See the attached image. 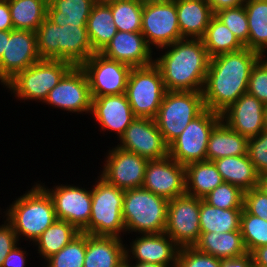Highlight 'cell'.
<instances>
[{
	"label": "cell",
	"mask_w": 267,
	"mask_h": 267,
	"mask_svg": "<svg viewBox=\"0 0 267 267\" xmlns=\"http://www.w3.org/2000/svg\"><path fill=\"white\" fill-rule=\"evenodd\" d=\"M252 264L251 253L237 258L221 259L220 267H250Z\"/></svg>",
	"instance_id": "obj_49"
},
{
	"label": "cell",
	"mask_w": 267,
	"mask_h": 267,
	"mask_svg": "<svg viewBox=\"0 0 267 267\" xmlns=\"http://www.w3.org/2000/svg\"><path fill=\"white\" fill-rule=\"evenodd\" d=\"M43 104L67 113L90 115L92 97L85 71L80 66H73L49 92Z\"/></svg>",
	"instance_id": "obj_14"
},
{
	"label": "cell",
	"mask_w": 267,
	"mask_h": 267,
	"mask_svg": "<svg viewBox=\"0 0 267 267\" xmlns=\"http://www.w3.org/2000/svg\"><path fill=\"white\" fill-rule=\"evenodd\" d=\"M132 267H166L162 264L146 263V262H128Z\"/></svg>",
	"instance_id": "obj_53"
},
{
	"label": "cell",
	"mask_w": 267,
	"mask_h": 267,
	"mask_svg": "<svg viewBox=\"0 0 267 267\" xmlns=\"http://www.w3.org/2000/svg\"><path fill=\"white\" fill-rule=\"evenodd\" d=\"M114 1H120V0H96V2L102 3V4H108Z\"/></svg>",
	"instance_id": "obj_57"
},
{
	"label": "cell",
	"mask_w": 267,
	"mask_h": 267,
	"mask_svg": "<svg viewBox=\"0 0 267 267\" xmlns=\"http://www.w3.org/2000/svg\"><path fill=\"white\" fill-rule=\"evenodd\" d=\"M14 29L36 32L47 18V0H8Z\"/></svg>",
	"instance_id": "obj_35"
},
{
	"label": "cell",
	"mask_w": 267,
	"mask_h": 267,
	"mask_svg": "<svg viewBox=\"0 0 267 267\" xmlns=\"http://www.w3.org/2000/svg\"><path fill=\"white\" fill-rule=\"evenodd\" d=\"M243 208L249 214L267 221V195L257 187L244 192Z\"/></svg>",
	"instance_id": "obj_45"
},
{
	"label": "cell",
	"mask_w": 267,
	"mask_h": 267,
	"mask_svg": "<svg viewBox=\"0 0 267 267\" xmlns=\"http://www.w3.org/2000/svg\"><path fill=\"white\" fill-rule=\"evenodd\" d=\"M248 138L232 130L221 120L212 130L207 147L206 160L248 154Z\"/></svg>",
	"instance_id": "obj_26"
},
{
	"label": "cell",
	"mask_w": 267,
	"mask_h": 267,
	"mask_svg": "<svg viewBox=\"0 0 267 267\" xmlns=\"http://www.w3.org/2000/svg\"><path fill=\"white\" fill-rule=\"evenodd\" d=\"M257 188L267 195V174L259 176Z\"/></svg>",
	"instance_id": "obj_52"
},
{
	"label": "cell",
	"mask_w": 267,
	"mask_h": 267,
	"mask_svg": "<svg viewBox=\"0 0 267 267\" xmlns=\"http://www.w3.org/2000/svg\"><path fill=\"white\" fill-rule=\"evenodd\" d=\"M220 261L195 247H183L179 249L176 267H220Z\"/></svg>",
	"instance_id": "obj_43"
},
{
	"label": "cell",
	"mask_w": 267,
	"mask_h": 267,
	"mask_svg": "<svg viewBox=\"0 0 267 267\" xmlns=\"http://www.w3.org/2000/svg\"><path fill=\"white\" fill-rule=\"evenodd\" d=\"M141 33L153 50L182 39L175 0L144 2Z\"/></svg>",
	"instance_id": "obj_11"
},
{
	"label": "cell",
	"mask_w": 267,
	"mask_h": 267,
	"mask_svg": "<svg viewBox=\"0 0 267 267\" xmlns=\"http://www.w3.org/2000/svg\"><path fill=\"white\" fill-rule=\"evenodd\" d=\"M265 105L255 96L242 94L221 113V119L234 131L250 139L264 130Z\"/></svg>",
	"instance_id": "obj_22"
},
{
	"label": "cell",
	"mask_w": 267,
	"mask_h": 267,
	"mask_svg": "<svg viewBox=\"0 0 267 267\" xmlns=\"http://www.w3.org/2000/svg\"><path fill=\"white\" fill-rule=\"evenodd\" d=\"M104 57L131 67H144L154 63L155 52L141 32L117 31L100 52Z\"/></svg>",
	"instance_id": "obj_23"
},
{
	"label": "cell",
	"mask_w": 267,
	"mask_h": 267,
	"mask_svg": "<svg viewBox=\"0 0 267 267\" xmlns=\"http://www.w3.org/2000/svg\"><path fill=\"white\" fill-rule=\"evenodd\" d=\"M247 93L267 105V56H262L252 67Z\"/></svg>",
	"instance_id": "obj_42"
},
{
	"label": "cell",
	"mask_w": 267,
	"mask_h": 267,
	"mask_svg": "<svg viewBox=\"0 0 267 267\" xmlns=\"http://www.w3.org/2000/svg\"><path fill=\"white\" fill-rule=\"evenodd\" d=\"M111 8L96 2L91 9L86 28L95 53H100L117 33Z\"/></svg>",
	"instance_id": "obj_31"
},
{
	"label": "cell",
	"mask_w": 267,
	"mask_h": 267,
	"mask_svg": "<svg viewBox=\"0 0 267 267\" xmlns=\"http://www.w3.org/2000/svg\"><path fill=\"white\" fill-rule=\"evenodd\" d=\"M186 194L203 198L223 183L221 174L213 161H199L187 164Z\"/></svg>",
	"instance_id": "obj_29"
},
{
	"label": "cell",
	"mask_w": 267,
	"mask_h": 267,
	"mask_svg": "<svg viewBox=\"0 0 267 267\" xmlns=\"http://www.w3.org/2000/svg\"><path fill=\"white\" fill-rule=\"evenodd\" d=\"M211 7L213 14L216 12L244 5L245 0H205Z\"/></svg>",
	"instance_id": "obj_50"
},
{
	"label": "cell",
	"mask_w": 267,
	"mask_h": 267,
	"mask_svg": "<svg viewBox=\"0 0 267 267\" xmlns=\"http://www.w3.org/2000/svg\"><path fill=\"white\" fill-rule=\"evenodd\" d=\"M242 209H222L206 203L200 198V231L232 232L240 231Z\"/></svg>",
	"instance_id": "obj_33"
},
{
	"label": "cell",
	"mask_w": 267,
	"mask_h": 267,
	"mask_svg": "<svg viewBox=\"0 0 267 267\" xmlns=\"http://www.w3.org/2000/svg\"><path fill=\"white\" fill-rule=\"evenodd\" d=\"M86 253V233L80 232L65 247L48 258V267H83Z\"/></svg>",
	"instance_id": "obj_38"
},
{
	"label": "cell",
	"mask_w": 267,
	"mask_h": 267,
	"mask_svg": "<svg viewBox=\"0 0 267 267\" xmlns=\"http://www.w3.org/2000/svg\"><path fill=\"white\" fill-rule=\"evenodd\" d=\"M248 48L249 26L244 5L220 10L214 14Z\"/></svg>",
	"instance_id": "obj_41"
},
{
	"label": "cell",
	"mask_w": 267,
	"mask_h": 267,
	"mask_svg": "<svg viewBox=\"0 0 267 267\" xmlns=\"http://www.w3.org/2000/svg\"><path fill=\"white\" fill-rule=\"evenodd\" d=\"M154 57L166 91L202 92L210 62L202 39L182 38L157 49Z\"/></svg>",
	"instance_id": "obj_2"
},
{
	"label": "cell",
	"mask_w": 267,
	"mask_h": 267,
	"mask_svg": "<svg viewBox=\"0 0 267 267\" xmlns=\"http://www.w3.org/2000/svg\"><path fill=\"white\" fill-rule=\"evenodd\" d=\"M118 267H132L125 259L120 263Z\"/></svg>",
	"instance_id": "obj_56"
},
{
	"label": "cell",
	"mask_w": 267,
	"mask_h": 267,
	"mask_svg": "<svg viewBox=\"0 0 267 267\" xmlns=\"http://www.w3.org/2000/svg\"><path fill=\"white\" fill-rule=\"evenodd\" d=\"M13 29L8 0H0V31H11Z\"/></svg>",
	"instance_id": "obj_48"
},
{
	"label": "cell",
	"mask_w": 267,
	"mask_h": 267,
	"mask_svg": "<svg viewBox=\"0 0 267 267\" xmlns=\"http://www.w3.org/2000/svg\"><path fill=\"white\" fill-rule=\"evenodd\" d=\"M35 34L41 59L65 60L81 66L95 53L86 27L71 24L61 27L46 18Z\"/></svg>",
	"instance_id": "obj_4"
},
{
	"label": "cell",
	"mask_w": 267,
	"mask_h": 267,
	"mask_svg": "<svg viewBox=\"0 0 267 267\" xmlns=\"http://www.w3.org/2000/svg\"><path fill=\"white\" fill-rule=\"evenodd\" d=\"M21 244H17L5 257L2 267H26L28 266V255L31 254L27 249H23ZM20 246V247H19Z\"/></svg>",
	"instance_id": "obj_47"
},
{
	"label": "cell",
	"mask_w": 267,
	"mask_h": 267,
	"mask_svg": "<svg viewBox=\"0 0 267 267\" xmlns=\"http://www.w3.org/2000/svg\"><path fill=\"white\" fill-rule=\"evenodd\" d=\"M91 217L89 224L81 231L93 236L126 235L123 222L124 190L109 184L97 175L91 187Z\"/></svg>",
	"instance_id": "obj_6"
},
{
	"label": "cell",
	"mask_w": 267,
	"mask_h": 267,
	"mask_svg": "<svg viewBox=\"0 0 267 267\" xmlns=\"http://www.w3.org/2000/svg\"><path fill=\"white\" fill-rule=\"evenodd\" d=\"M118 142L116 146L148 160H159L169 156V145L153 118L136 117Z\"/></svg>",
	"instance_id": "obj_18"
},
{
	"label": "cell",
	"mask_w": 267,
	"mask_h": 267,
	"mask_svg": "<svg viewBox=\"0 0 267 267\" xmlns=\"http://www.w3.org/2000/svg\"><path fill=\"white\" fill-rule=\"evenodd\" d=\"M123 238L86 234V253L83 267H118L125 259Z\"/></svg>",
	"instance_id": "obj_24"
},
{
	"label": "cell",
	"mask_w": 267,
	"mask_h": 267,
	"mask_svg": "<svg viewBox=\"0 0 267 267\" xmlns=\"http://www.w3.org/2000/svg\"><path fill=\"white\" fill-rule=\"evenodd\" d=\"M51 196L58 220L74 225L80 232L89 224L91 217V188L79 184H55L48 187L46 182L37 181Z\"/></svg>",
	"instance_id": "obj_13"
},
{
	"label": "cell",
	"mask_w": 267,
	"mask_h": 267,
	"mask_svg": "<svg viewBox=\"0 0 267 267\" xmlns=\"http://www.w3.org/2000/svg\"><path fill=\"white\" fill-rule=\"evenodd\" d=\"M168 202L143 187L124 190L122 214L126 235L163 233Z\"/></svg>",
	"instance_id": "obj_5"
},
{
	"label": "cell",
	"mask_w": 267,
	"mask_h": 267,
	"mask_svg": "<svg viewBox=\"0 0 267 267\" xmlns=\"http://www.w3.org/2000/svg\"><path fill=\"white\" fill-rule=\"evenodd\" d=\"M202 199L222 209H243L244 192L233 184L223 182Z\"/></svg>",
	"instance_id": "obj_40"
},
{
	"label": "cell",
	"mask_w": 267,
	"mask_h": 267,
	"mask_svg": "<svg viewBox=\"0 0 267 267\" xmlns=\"http://www.w3.org/2000/svg\"><path fill=\"white\" fill-rule=\"evenodd\" d=\"M165 92L160 70L155 63L144 67H132L125 94L136 117L154 119Z\"/></svg>",
	"instance_id": "obj_9"
},
{
	"label": "cell",
	"mask_w": 267,
	"mask_h": 267,
	"mask_svg": "<svg viewBox=\"0 0 267 267\" xmlns=\"http://www.w3.org/2000/svg\"><path fill=\"white\" fill-rule=\"evenodd\" d=\"M144 2L139 0H120L108 3L117 31L141 32Z\"/></svg>",
	"instance_id": "obj_37"
},
{
	"label": "cell",
	"mask_w": 267,
	"mask_h": 267,
	"mask_svg": "<svg viewBox=\"0 0 267 267\" xmlns=\"http://www.w3.org/2000/svg\"><path fill=\"white\" fill-rule=\"evenodd\" d=\"M125 244L127 262H146L176 267L180 247L165 233L137 234Z\"/></svg>",
	"instance_id": "obj_20"
},
{
	"label": "cell",
	"mask_w": 267,
	"mask_h": 267,
	"mask_svg": "<svg viewBox=\"0 0 267 267\" xmlns=\"http://www.w3.org/2000/svg\"><path fill=\"white\" fill-rule=\"evenodd\" d=\"M250 267H263V266H260V265L254 264V263L252 262V264H251V266H250Z\"/></svg>",
	"instance_id": "obj_58"
},
{
	"label": "cell",
	"mask_w": 267,
	"mask_h": 267,
	"mask_svg": "<svg viewBox=\"0 0 267 267\" xmlns=\"http://www.w3.org/2000/svg\"><path fill=\"white\" fill-rule=\"evenodd\" d=\"M139 1H142V2H147V1H153V0H139Z\"/></svg>",
	"instance_id": "obj_59"
},
{
	"label": "cell",
	"mask_w": 267,
	"mask_h": 267,
	"mask_svg": "<svg viewBox=\"0 0 267 267\" xmlns=\"http://www.w3.org/2000/svg\"><path fill=\"white\" fill-rule=\"evenodd\" d=\"M240 231L247 253L267 245V221L249 214L244 208L241 212Z\"/></svg>",
	"instance_id": "obj_39"
},
{
	"label": "cell",
	"mask_w": 267,
	"mask_h": 267,
	"mask_svg": "<svg viewBox=\"0 0 267 267\" xmlns=\"http://www.w3.org/2000/svg\"><path fill=\"white\" fill-rule=\"evenodd\" d=\"M142 187L168 200L186 194V170L170 156L149 160Z\"/></svg>",
	"instance_id": "obj_19"
},
{
	"label": "cell",
	"mask_w": 267,
	"mask_h": 267,
	"mask_svg": "<svg viewBox=\"0 0 267 267\" xmlns=\"http://www.w3.org/2000/svg\"><path fill=\"white\" fill-rule=\"evenodd\" d=\"M86 73L91 97L124 94L131 66L94 53L80 66Z\"/></svg>",
	"instance_id": "obj_15"
},
{
	"label": "cell",
	"mask_w": 267,
	"mask_h": 267,
	"mask_svg": "<svg viewBox=\"0 0 267 267\" xmlns=\"http://www.w3.org/2000/svg\"><path fill=\"white\" fill-rule=\"evenodd\" d=\"M33 184L9 202V207L0 208L4 210L0 214L12 225L18 240L29 241L30 246L57 220L51 196L38 182Z\"/></svg>",
	"instance_id": "obj_3"
},
{
	"label": "cell",
	"mask_w": 267,
	"mask_h": 267,
	"mask_svg": "<svg viewBox=\"0 0 267 267\" xmlns=\"http://www.w3.org/2000/svg\"><path fill=\"white\" fill-rule=\"evenodd\" d=\"M95 3L96 0H50L47 18L61 27L68 24L86 27Z\"/></svg>",
	"instance_id": "obj_30"
},
{
	"label": "cell",
	"mask_w": 267,
	"mask_h": 267,
	"mask_svg": "<svg viewBox=\"0 0 267 267\" xmlns=\"http://www.w3.org/2000/svg\"><path fill=\"white\" fill-rule=\"evenodd\" d=\"M201 39L210 58L244 48L232 31L215 15L210 19L206 32Z\"/></svg>",
	"instance_id": "obj_36"
},
{
	"label": "cell",
	"mask_w": 267,
	"mask_h": 267,
	"mask_svg": "<svg viewBox=\"0 0 267 267\" xmlns=\"http://www.w3.org/2000/svg\"><path fill=\"white\" fill-rule=\"evenodd\" d=\"M248 155L258 175L267 174V131L248 140Z\"/></svg>",
	"instance_id": "obj_44"
},
{
	"label": "cell",
	"mask_w": 267,
	"mask_h": 267,
	"mask_svg": "<svg viewBox=\"0 0 267 267\" xmlns=\"http://www.w3.org/2000/svg\"><path fill=\"white\" fill-rule=\"evenodd\" d=\"M80 231L72 224L64 220H56L33 243L38 251L40 260H47L52 255L65 247ZM43 258V259H42Z\"/></svg>",
	"instance_id": "obj_34"
},
{
	"label": "cell",
	"mask_w": 267,
	"mask_h": 267,
	"mask_svg": "<svg viewBox=\"0 0 267 267\" xmlns=\"http://www.w3.org/2000/svg\"><path fill=\"white\" fill-rule=\"evenodd\" d=\"M178 26L183 38L201 39L214 15L205 0H175Z\"/></svg>",
	"instance_id": "obj_25"
},
{
	"label": "cell",
	"mask_w": 267,
	"mask_h": 267,
	"mask_svg": "<svg viewBox=\"0 0 267 267\" xmlns=\"http://www.w3.org/2000/svg\"><path fill=\"white\" fill-rule=\"evenodd\" d=\"M261 57L244 47L210 58L202 90L205 108L221 114L247 93L252 67Z\"/></svg>",
	"instance_id": "obj_1"
},
{
	"label": "cell",
	"mask_w": 267,
	"mask_h": 267,
	"mask_svg": "<svg viewBox=\"0 0 267 267\" xmlns=\"http://www.w3.org/2000/svg\"><path fill=\"white\" fill-rule=\"evenodd\" d=\"M6 47V31H0V60Z\"/></svg>",
	"instance_id": "obj_54"
},
{
	"label": "cell",
	"mask_w": 267,
	"mask_h": 267,
	"mask_svg": "<svg viewBox=\"0 0 267 267\" xmlns=\"http://www.w3.org/2000/svg\"><path fill=\"white\" fill-rule=\"evenodd\" d=\"M72 67L65 60L41 59L19 72L3 88L23 103L35 101L43 104L49 92Z\"/></svg>",
	"instance_id": "obj_7"
},
{
	"label": "cell",
	"mask_w": 267,
	"mask_h": 267,
	"mask_svg": "<svg viewBox=\"0 0 267 267\" xmlns=\"http://www.w3.org/2000/svg\"><path fill=\"white\" fill-rule=\"evenodd\" d=\"M41 60L34 31H6V47L0 60V85L4 87L19 72Z\"/></svg>",
	"instance_id": "obj_17"
},
{
	"label": "cell",
	"mask_w": 267,
	"mask_h": 267,
	"mask_svg": "<svg viewBox=\"0 0 267 267\" xmlns=\"http://www.w3.org/2000/svg\"><path fill=\"white\" fill-rule=\"evenodd\" d=\"M200 198L187 194L170 199L165 233L180 247H193L199 240Z\"/></svg>",
	"instance_id": "obj_12"
},
{
	"label": "cell",
	"mask_w": 267,
	"mask_h": 267,
	"mask_svg": "<svg viewBox=\"0 0 267 267\" xmlns=\"http://www.w3.org/2000/svg\"><path fill=\"white\" fill-rule=\"evenodd\" d=\"M205 109L202 92L166 91L154 120L169 145Z\"/></svg>",
	"instance_id": "obj_8"
},
{
	"label": "cell",
	"mask_w": 267,
	"mask_h": 267,
	"mask_svg": "<svg viewBox=\"0 0 267 267\" xmlns=\"http://www.w3.org/2000/svg\"><path fill=\"white\" fill-rule=\"evenodd\" d=\"M221 120L220 113L205 109L169 144V156L184 166L206 161L210 134Z\"/></svg>",
	"instance_id": "obj_10"
},
{
	"label": "cell",
	"mask_w": 267,
	"mask_h": 267,
	"mask_svg": "<svg viewBox=\"0 0 267 267\" xmlns=\"http://www.w3.org/2000/svg\"><path fill=\"white\" fill-rule=\"evenodd\" d=\"M213 162L223 182L233 184L243 192L257 187L259 175L248 154L224 157Z\"/></svg>",
	"instance_id": "obj_28"
},
{
	"label": "cell",
	"mask_w": 267,
	"mask_h": 267,
	"mask_svg": "<svg viewBox=\"0 0 267 267\" xmlns=\"http://www.w3.org/2000/svg\"><path fill=\"white\" fill-rule=\"evenodd\" d=\"M3 221V224L0 223V267L3 266L8 253L19 244V240L12 225L4 217Z\"/></svg>",
	"instance_id": "obj_46"
},
{
	"label": "cell",
	"mask_w": 267,
	"mask_h": 267,
	"mask_svg": "<svg viewBox=\"0 0 267 267\" xmlns=\"http://www.w3.org/2000/svg\"><path fill=\"white\" fill-rule=\"evenodd\" d=\"M248 18V48L267 56V0H245Z\"/></svg>",
	"instance_id": "obj_32"
},
{
	"label": "cell",
	"mask_w": 267,
	"mask_h": 267,
	"mask_svg": "<svg viewBox=\"0 0 267 267\" xmlns=\"http://www.w3.org/2000/svg\"><path fill=\"white\" fill-rule=\"evenodd\" d=\"M90 117L95 120V125H99L98 131L103 134L115 132L117 141L136 118L125 93L92 97Z\"/></svg>",
	"instance_id": "obj_21"
},
{
	"label": "cell",
	"mask_w": 267,
	"mask_h": 267,
	"mask_svg": "<svg viewBox=\"0 0 267 267\" xmlns=\"http://www.w3.org/2000/svg\"><path fill=\"white\" fill-rule=\"evenodd\" d=\"M193 247L219 259L237 258L247 253L241 231L201 232L198 242Z\"/></svg>",
	"instance_id": "obj_27"
},
{
	"label": "cell",
	"mask_w": 267,
	"mask_h": 267,
	"mask_svg": "<svg viewBox=\"0 0 267 267\" xmlns=\"http://www.w3.org/2000/svg\"><path fill=\"white\" fill-rule=\"evenodd\" d=\"M264 130L267 131V105L265 106Z\"/></svg>",
	"instance_id": "obj_55"
},
{
	"label": "cell",
	"mask_w": 267,
	"mask_h": 267,
	"mask_svg": "<svg viewBox=\"0 0 267 267\" xmlns=\"http://www.w3.org/2000/svg\"><path fill=\"white\" fill-rule=\"evenodd\" d=\"M251 255L254 264L267 267V245L254 249Z\"/></svg>",
	"instance_id": "obj_51"
},
{
	"label": "cell",
	"mask_w": 267,
	"mask_h": 267,
	"mask_svg": "<svg viewBox=\"0 0 267 267\" xmlns=\"http://www.w3.org/2000/svg\"><path fill=\"white\" fill-rule=\"evenodd\" d=\"M106 151L104 165L98 175L122 190L142 187L149 160L116 145Z\"/></svg>",
	"instance_id": "obj_16"
}]
</instances>
